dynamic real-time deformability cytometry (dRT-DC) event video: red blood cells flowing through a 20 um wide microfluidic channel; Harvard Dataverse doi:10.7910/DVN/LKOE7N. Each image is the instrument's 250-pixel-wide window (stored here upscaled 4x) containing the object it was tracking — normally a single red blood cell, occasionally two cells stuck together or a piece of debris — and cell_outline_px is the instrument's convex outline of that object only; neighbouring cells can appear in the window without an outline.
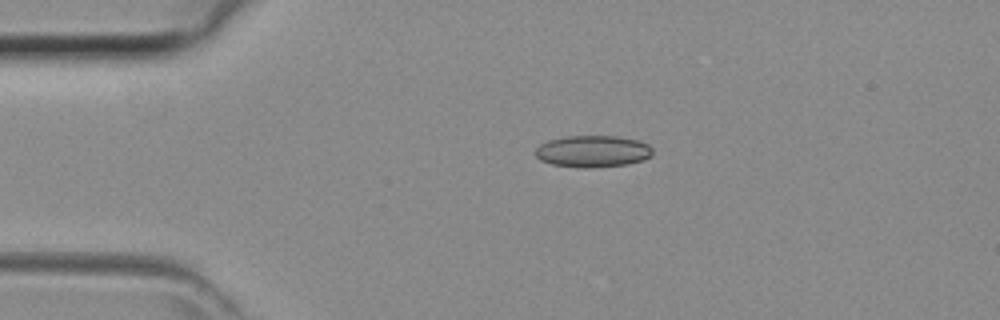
{"species": "common noctule bat (a hibernating species)", "species_latin": "Nyctalus noctula", "temperature_condition": "room temperature", "stored_images_in_passage": 31, "camera_frame_rate_fps": 3000, "um_per_image_px": 0.085, "animal": {"sex": "female", "body_mass_g": 29.2, "forearm_length_mm": 56.3}, "frame": {"image": 1, "passage_image": 1, "time_ms": 0.0, "image_size_px": [1000, 320], "cell_outline_px": [[652, 156], [644, 160], [628, 164], [592, 168], [580, 168], [552, 164], [540, 160], [536, 156], [536, 148], [540, 144], [548, 140], [568, 136], [616, 136], [640, 140], [648, 144], [652, 148]], "centroid_in_image_um": [50.41, 12.87], "position_along_channel_um": 34.6, "area_um2": 21.91}}
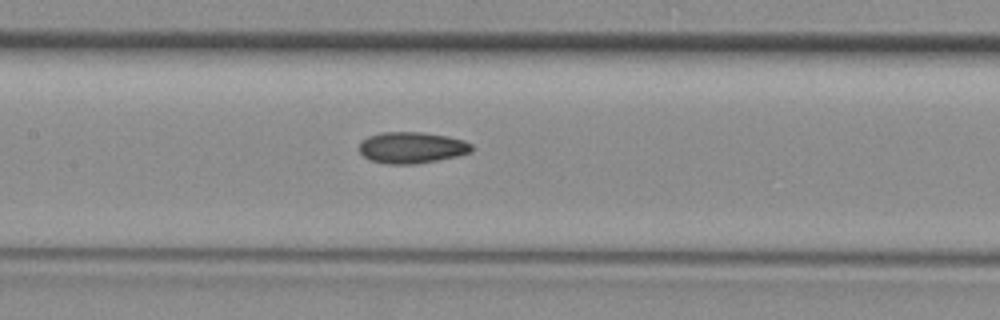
{"frame": {"image": 2, "passage_image": 12, "time_ms": 3.667, "image_size_px": [1000, 320], "cell_outline_px": [[472, 152], [456, 156], [436, 160], [412, 164], [388, 164], [372, 160], [364, 156], [360, 152], [360, 144], [368, 136], [380, 132], [424, 132], [448, 136], [464, 140], [472, 144]], "centroid_in_image_um": [35.02, 12.53], "position_along_channel_um": 172.4, "area_um2": 20.4}}
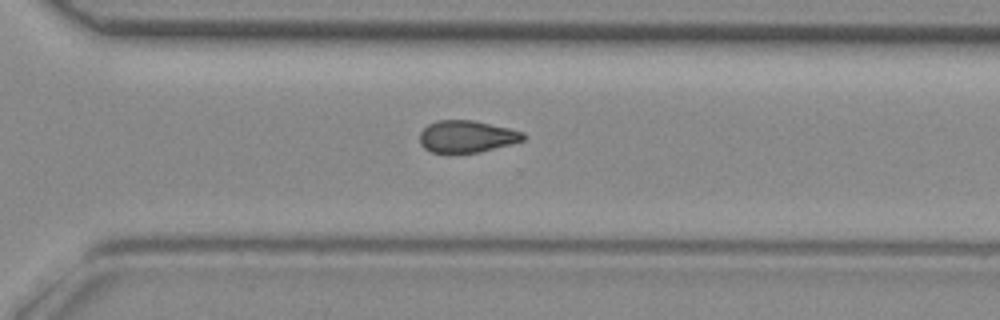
{"frame": {"image": 3, "passage_image": 22, "time_ms": 7.0, "image_size_px": [1000, 320], "cell_outline_px": [[524, 140], [512, 144], [480, 152], [432, 152], [424, 148], [420, 144], [420, 132], [428, 124], [436, 120], [472, 120], [508, 128], [524, 132]], "centroid_in_image_um": [39.67, 11.59], "position_along_channel_um": 330.9, "area_um2": 19.19}}